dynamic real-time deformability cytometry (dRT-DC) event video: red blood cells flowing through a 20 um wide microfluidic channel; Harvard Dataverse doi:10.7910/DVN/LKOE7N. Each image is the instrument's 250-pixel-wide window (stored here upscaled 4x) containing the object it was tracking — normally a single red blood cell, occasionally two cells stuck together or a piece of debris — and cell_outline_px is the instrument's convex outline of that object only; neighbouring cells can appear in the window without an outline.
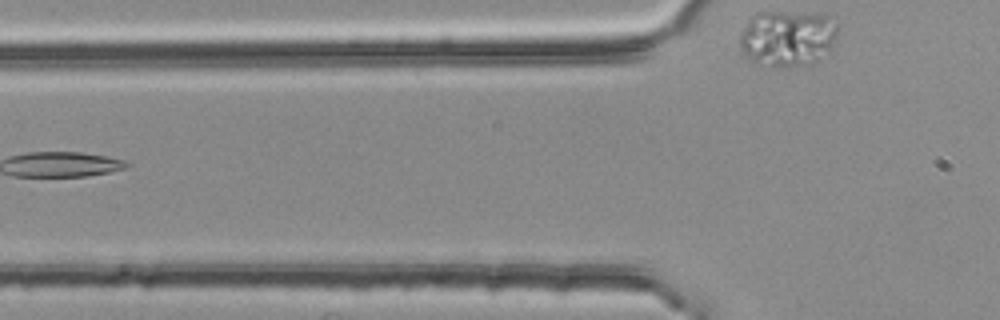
{"species": "common noctule bat (a hibernating species)", "species_latin": "Nyctalus noctula", "temperature_condition": "room temperature", "stored_images_in_passage": 5, "camera_frame_rate_fps": 3000, "um_per_image_px": 0.085, "animal": {"sex": "female", "body_mass_g": 25.1}, "frame": {"image": 1, "passage_image": 5, "time_ms": 1.333, "image_size_px": [1000, 320], "cell_outline_px": [[836, 36], [832, 44], [820, 60], [812, 64], [788, 68], [760, 64], [748, 56], [740, 48], [740, 36], [748, 16], [756, 12], [820, 12], [828, 16], [836, 24]], "centroid_in_image_um": [66.93, 3.22], "position_along_channel_um": 58.9, "area_um2": 32.43}}